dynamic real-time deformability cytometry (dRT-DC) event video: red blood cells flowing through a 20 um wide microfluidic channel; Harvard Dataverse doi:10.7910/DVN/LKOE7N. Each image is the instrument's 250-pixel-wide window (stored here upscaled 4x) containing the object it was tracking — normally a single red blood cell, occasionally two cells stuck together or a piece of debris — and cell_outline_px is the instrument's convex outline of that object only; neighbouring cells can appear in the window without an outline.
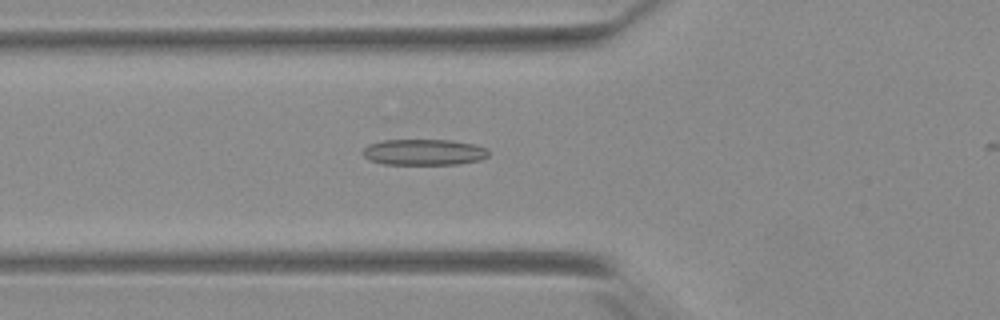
{"species": "Egyptian fruit bat (a non-hibernating species)", "species_latin": "Rousettus aegyptiacus", "temperature_condition": "warm", "stored_images_in_passage": 35, "camera_frame_rate_fps": 3000, "um_per_image_px": 0.085, "animal": {"sex": "female"}, "frame": {"image": 1, "passage_image": 3, "time_ms": 0.667, "image_size_px": [1000, 320], "cell_outline_px": [[488, 156], [480, 160], [460, 164], [384, 164], [368, 160], [360, 152], [368, 144], [380, 140], [452, 140], [476, 144], [488, 148]], "centroid_in_image_um": [36.02, 12.93], "position_along_channel_um": 89.8, "area_um2": 19.36}}
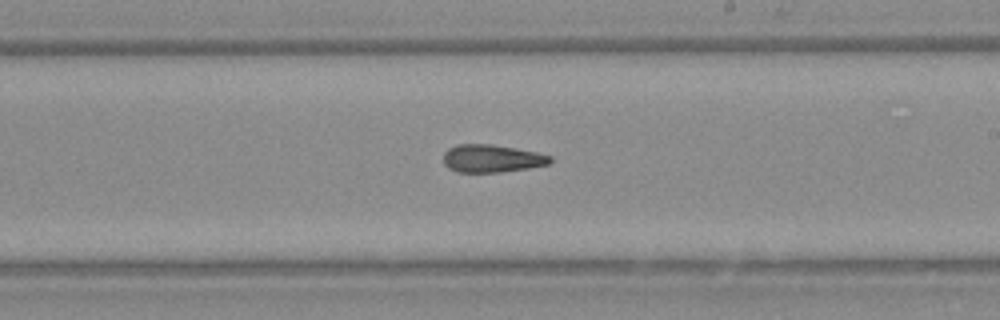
{"frame": {"image": 2, "passage_image": 15, "time_ms": 4.667, "image_size_px": [1000, 320], "cell_outline_px": [[552, 164], [528, 168], [500, 172], [456, 172], [448, 168], [444, 164], [444, 152], [448, 148], [456, 144], [492, 144], [536, 152], [552, 156]], "centroid_in_image_um": [41.8, 13.47], "position_along_channel_um": 247.2, "area_um2": 17.4}}
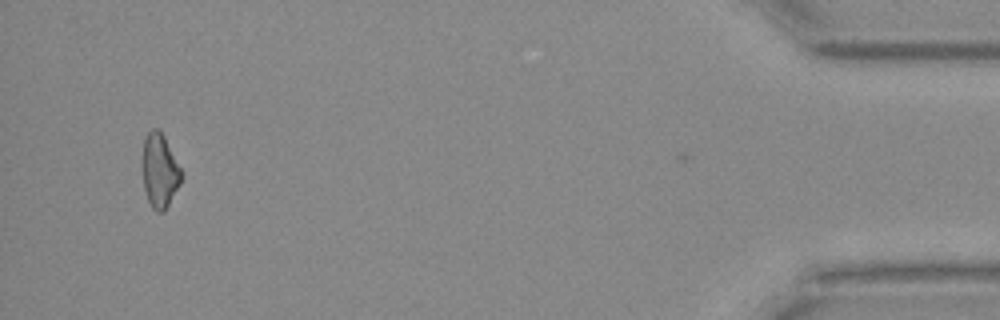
{"frame": {"image": 3, "passage_image": 34, "time_ms": 11.0, "image_size_px": [1000, 320], "cell_outline_px": [[184, 176], [180, 184], [164, 212], [156, 212], [152, 208], [148, 200], [144, 188], [140, 164], [144, 140], [148, 132], [152, 128], [156, 128], [164, 136], [184, 172]], "centroid_in_image_um": [13.57, 14.51], "position_along_channel_um": 421.6, "area_um2": 17.34}, "authors_computed_cell_mechanics": {"area_um2": 17.2244, "velocity_mm_per_s": 3.93, "shape_relaxation_time_tau1_ms": null, "shape_relaxation_time_tau2_ms": 6.8499, "deformation_change_tau1": null, "deformation_change_tau2": 0.1977}}